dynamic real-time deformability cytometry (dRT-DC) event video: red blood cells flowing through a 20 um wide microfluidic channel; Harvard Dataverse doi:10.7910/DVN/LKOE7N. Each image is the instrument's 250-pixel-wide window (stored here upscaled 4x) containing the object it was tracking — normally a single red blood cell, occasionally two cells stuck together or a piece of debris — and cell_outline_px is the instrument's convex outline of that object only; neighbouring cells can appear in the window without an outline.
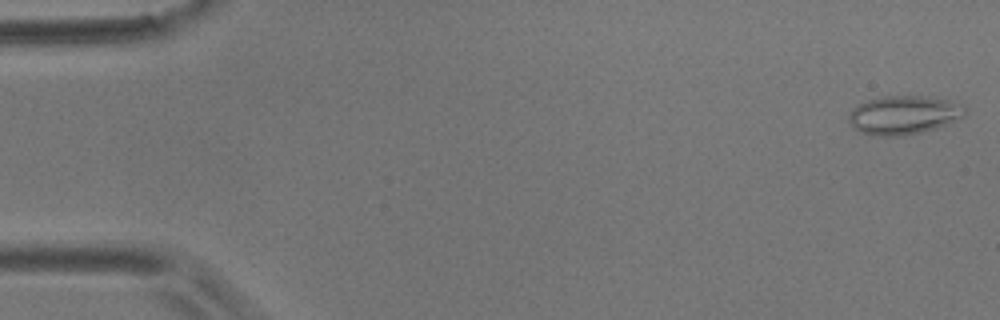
{"species": "common noctule bat (a hibernating species)", "species_latin": "Nyctalus noctula", "temperature_condition": "room temperature", "stored_images_in_passage": 56, "camera_frame_rate_fps": 3000, "um_per_image_px": 0.085, "animal": {"sex": "male", "body_mass_g": 17.9}, "frame": {"image": 1, "passage_image": 1, "time_ms": 0.0, "image_size_px": [1000, 320], "cell_outline_px": [[968, 112], [964, 116], [936, 128], [904, 136], [872, 136], [860, 132], [848, 120], [848, 112], [852, 108], [868, 100], [880, 96], [924, 96], [948, 100], [960, 104]], "centroid_in_image_um": [76.79, 9.78], "position_along_channel_um": 8.2, "area_um2": 26.18}}
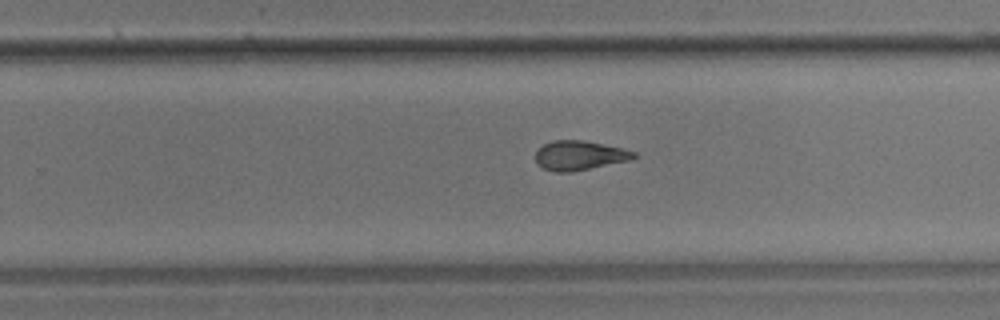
{"frame": {"image": 2, "passage_image": 35, "time_ms": 11.333, "image_size_px": [1000, 320], "cell_outline_px": [[640, 156], [628, 160], [572, 172], [556, 172], [544, 168], [536, 164], [536, 152], [544, 144], [552, 140], [584, 140], [620, 148], [636, 152]], "centroid_in_image_um": [49.24, 13.21], "position_along_channel_um": 280.6, "area_um2": 16.7}}
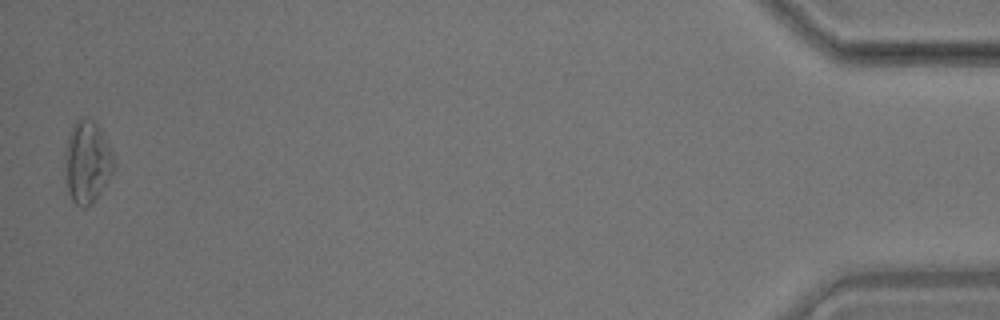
{"frame": {"image": 3, "passage_image": 55, "time_ms": 18.0, "image_size_px": [1000, 320], "cell_outline_px": [[116, 168], [96, 200], [92, 204], [84, 208], [80, 208], [72, 200], [68, 192], [64, 168], [64, 152], [68, 136], [76, 120], [92, 120], [96, 124], [104, 136], [116, 160]], "centroid_in_image_um": [7.42, 13.84], "position_along_channel_um": 427.8, "area_um2": 23.7}, "authors_computed_cell_mechanics": {"area_um2": 18.496, "velocity_mm_per_s": 3.5529, "shape_relaxation_time_tau1_ms": null, "shape_relaxation_time_tau2_ms": 3.0356, "deformation_change_tau1": null, "deformation_change_tau2": 0.1104}}